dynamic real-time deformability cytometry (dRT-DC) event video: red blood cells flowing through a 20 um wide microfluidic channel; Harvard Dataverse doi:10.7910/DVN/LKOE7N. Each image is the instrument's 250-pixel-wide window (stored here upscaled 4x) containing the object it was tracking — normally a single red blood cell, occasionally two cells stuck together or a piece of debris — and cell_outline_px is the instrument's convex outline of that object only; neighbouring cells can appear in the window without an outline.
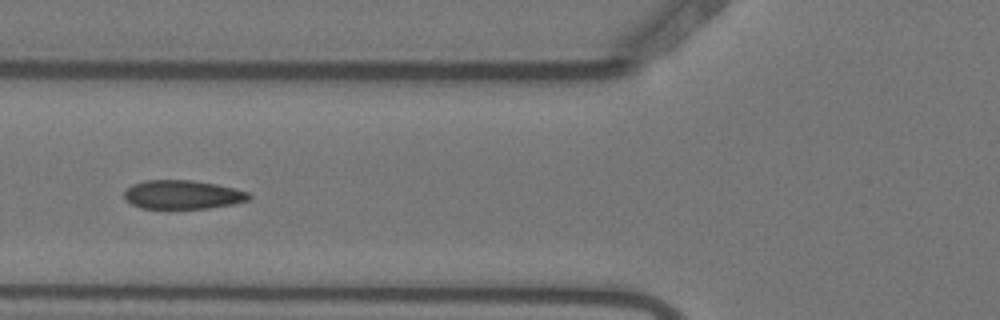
{"species": "Egyptian fruit bat (a non-hibernating species)", "species_latin": "Rousettus aegyptiacus", "temperature_condition": "warm", "stored_images_in_passage": 7, "camera_frame_rate_fps": 3000, "um_per_image_px": 0.085, "animal": {"sex": "female"}, "frame": {"image": 1, "passage_image": 5, "time_ms": 1.333, "image_size_px": [1000, 320], "cell_outline_px": [[252, 196], [248, 200], [232, 204], [208, 208], [140, 208], [124, 200], [124, 192], [132, 184], [144, 180], [192, 180], [216, 184], [248, 192]], "centroid_in_image_um": [15.49, 16.54], "position_along_channel_um": 110.3, "area_um2": 20.87}}
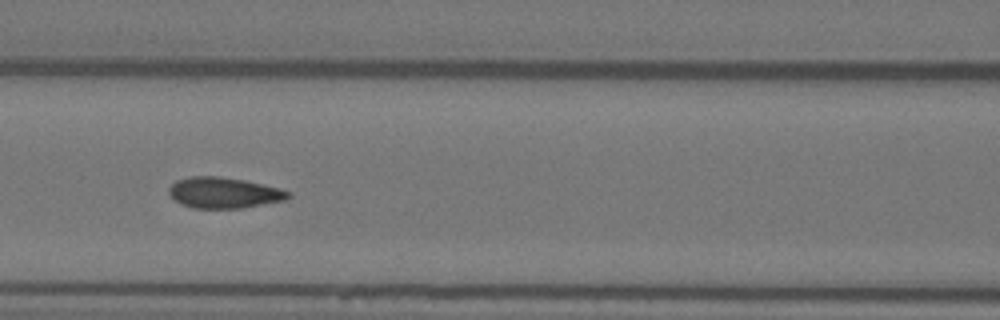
{"frame": {"image": 2, "passage_image": 6, "time_ms": 1.667, "image_size_px": [1000, 320], "cell_outline_px": [[292, 196], [288, 200], [244, 208], [192, 208], [180, 204], [168, 192], [168, 188], [176, 180], [188, 176], [220, 176], [244, 180], [280, 188], [292, 192]], "centroid_in_image_um": [19.07, 16.38], "position_along_channel_um": 147.5, "area_um2": 21.79}}
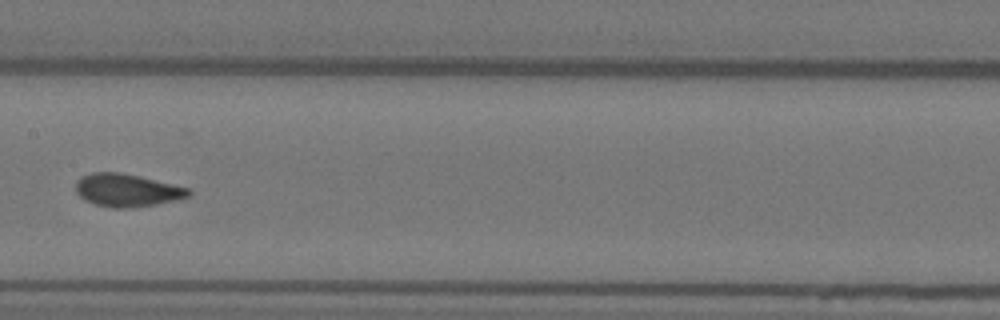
{"frame": {"image": 3, "passage_image": 7, "time_ms": 2.0, "image_size_px": [1000, 320], "cell_outline_px": [[192, 196], [176, 200], [156, 204], [128, 208], [112, 208], [96, 204], [84, 200], [76, 192], [76, 180], [80, 176], [92, 172], [120, 172], [140, 176], [188, 188], [192, 192]], "centroid_in_image_um": [10.78, 16.16], "position_along_channel_um": 196.6, "area_um2": 21.68}}